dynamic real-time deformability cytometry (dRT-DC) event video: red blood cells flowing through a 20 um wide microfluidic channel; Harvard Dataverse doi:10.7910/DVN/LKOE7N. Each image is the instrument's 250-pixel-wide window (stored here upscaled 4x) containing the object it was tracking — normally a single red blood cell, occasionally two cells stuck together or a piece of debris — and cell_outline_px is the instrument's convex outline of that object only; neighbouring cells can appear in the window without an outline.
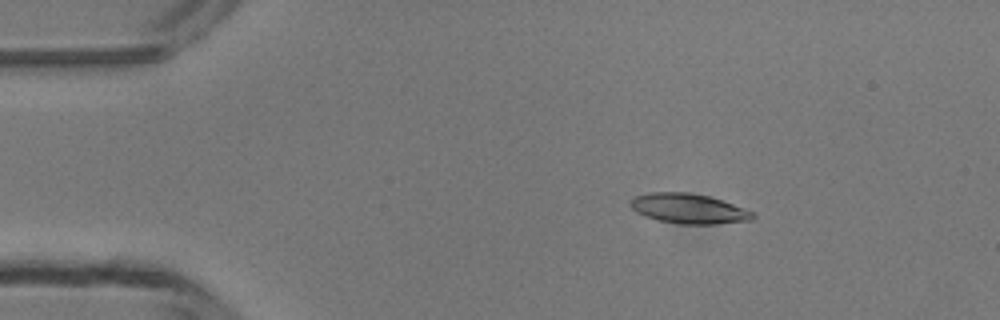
{"species": "common noctule bat (a hibernating species)", "species_latin": "Nyctalus noctula", "temperature_condition": "room temperature", "stored_images_in_passage": 4, "camera_frame_rate_fps": 3000, "um_per_image_px": 0.085, "animal": {"sex": "male", "body_mass_g": 13.3}, "frame": {"image": 1, "passage_image": 3, "time_ms": 2.333, "image_size_px": [1000, 320], "cell_outline_px": [[756, 216], [752, 220], [716, 224], [680, 224], [660, 220], [644, 216], [636, 212], [628, 204], [628, 200], [636, 196], [648, 192], [688, 192], [708, 196], [744, 208], [752, 212]], "centroid_in_image_um": [58.49, 17.73], "position_along_channel_um": 26.5, "area_um2": 21.33}}